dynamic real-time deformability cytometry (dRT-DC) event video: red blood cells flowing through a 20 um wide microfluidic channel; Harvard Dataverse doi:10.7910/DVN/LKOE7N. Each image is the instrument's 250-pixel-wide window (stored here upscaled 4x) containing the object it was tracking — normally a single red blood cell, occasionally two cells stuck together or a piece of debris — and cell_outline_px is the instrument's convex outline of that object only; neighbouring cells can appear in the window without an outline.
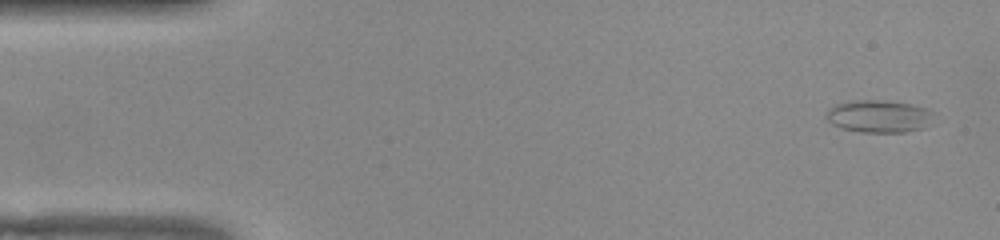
{"species": "common noctule bat (a hibernating species)", "species_latin": "Nyctalus noctula", "temperature_condition": "warm", "stored_images_in_passage": 51, "camera_frame_rate_fps": 3000, "um_per_image_px": 0.085, "animal": {"sex": "female", "body_mass_g": 22.0, "forearm_length_mm": 56.7}, "frame": {"image": 1, "passage_image": 1, "time_ms": 0.0, "image_size_px": [1000, 240], "cell_outline_px": [[936, 112], [932, 124], [924, 128], [904, 132], [860, 132], [840, 128], [832, 124], [824, 116], [828, 108], [836, 104], [852, 100], [884, 100], [912, 104], [928, 108]], "centroid_in_image_um": [74.75, 9.88], "position_along_channel_um": 10.2, "area_um2": 20.92}}
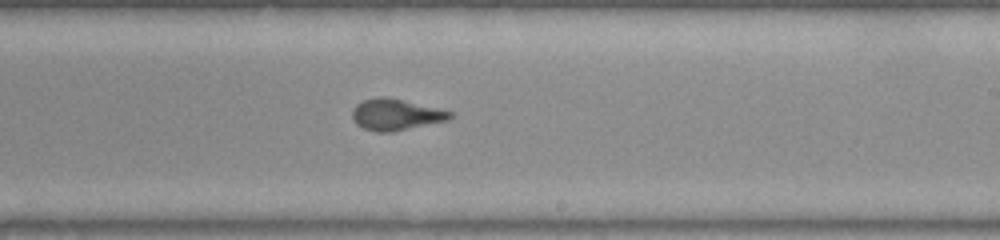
{"frame": {"image": 2, "passage_image": 29, "time_ms": 9.333, "image_size_px": [1000, 240], "cell_outline_px": [[452, 116], [448, 120], [392, 132], [376, 132], [364, 128], [356, 124], [352, 120], [352, 112], [356, 104], [364, 100], [400, 100], [436, 108], [452, 112]], "centroid_in_image_um": [33.63, 9.8], "position_along_channel_um": 255.4, "area_um2": 16.94}}
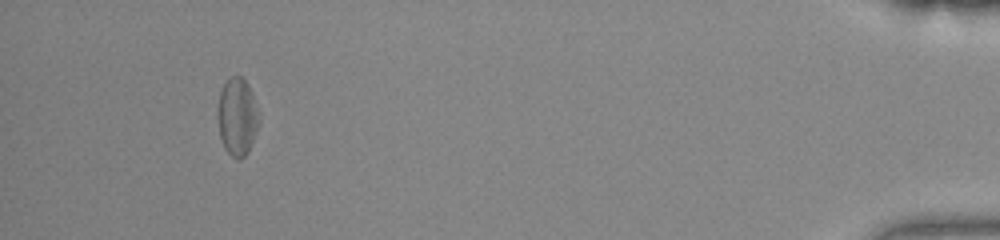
{"frame": {"image": 3, "passage_image": 47, "time_ms": 15.333, "image_size_px": [1000, 240], "cell_outline_px": [[260, 120], [248, 152], [240, 160], [236, 160], [224, 148], [220, 136], [216, 116], [216, 112], [220, 92], [224, 84], [232, 76], [240, 76], [248, 84], [260, 116]], "centroid_in_image_um": [20.15, 9.95], "position_along_channel_um": 415.1, "area_um2": 18.73}, "authors_computed_cell_mechanics": {"area_um2": 18.1492, "velocity_mm_per_s": 3.8929, "shape_relaxation_time_tau1_ms": null, "shape_relaxation_time_tau2_ms": 1.2545, "deformation_change_tau1": null, "deformation_change_tau2": 0.0665}}